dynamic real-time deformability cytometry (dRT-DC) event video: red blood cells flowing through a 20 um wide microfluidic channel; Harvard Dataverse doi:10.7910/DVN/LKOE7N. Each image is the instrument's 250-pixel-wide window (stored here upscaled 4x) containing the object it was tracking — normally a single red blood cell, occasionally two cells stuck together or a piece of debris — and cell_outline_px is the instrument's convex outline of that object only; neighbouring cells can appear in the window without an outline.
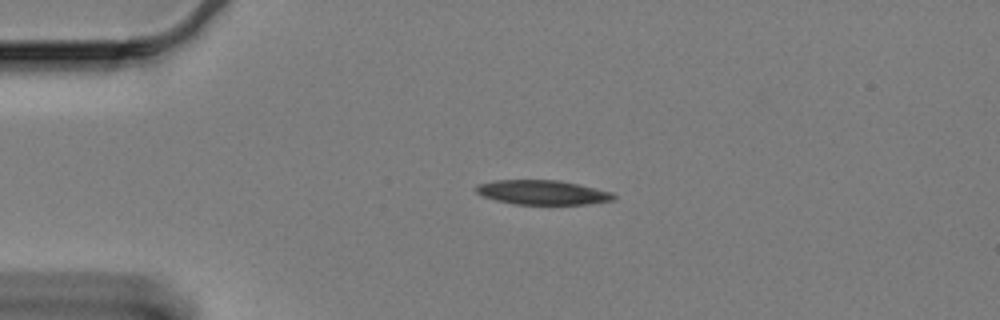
{"species": "Egyptian fruit bat (a non-hibernating species)", "species_latin": "Rousettus aegyptiacus", "temperature_condition": "cold", "stored_images_in_passage": 48, "camera_frame_rate_fps": 3000, "um_per_image_px": 0.085, "animal": {"sex": "female"}, "frame": {"image": 1, "passage_image": 1, "time_ms": 0.0, "image_size_px": [1000, 320], "cell_outline_px": [[616, 200], [588, 204], [516, 204], [496, 200], [484, 196], [476, 192], [476, 184], [492, 180], [560, 180], [612, 192], [616, 196]], "centroid_in_image_um": [46.12, 16.35], "position_along_channel_um": 38.9, "area_um2": 19.59}}
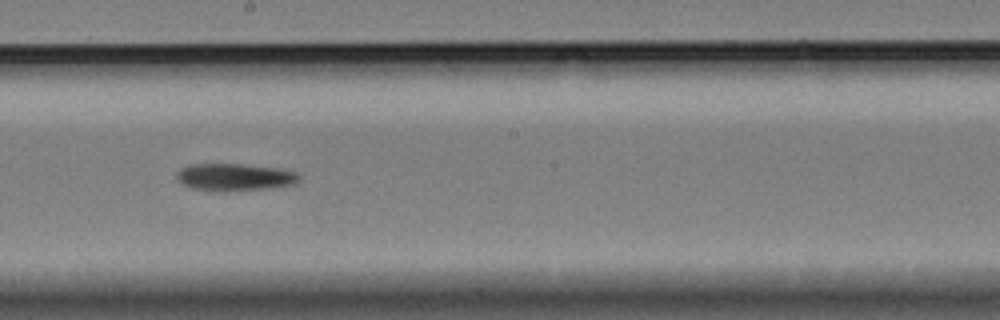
{"frame": {"image": 2, "passage_image": 21, "time_ms": 6.667, "image_size_px": [1000, 320], "cell_outline_px": [[300, 180], [296, 184], [264, 188], [192, 188], [180, 184], [176, 176], [176, 172], [180, 168], [188, 164], [244, 164], [276, 168], [296, 172], [300, 176]], "centroid_in_image_um": [19.93, 14.99], "position_along_channel_um": 228.3, "area_um2": 18.55}}
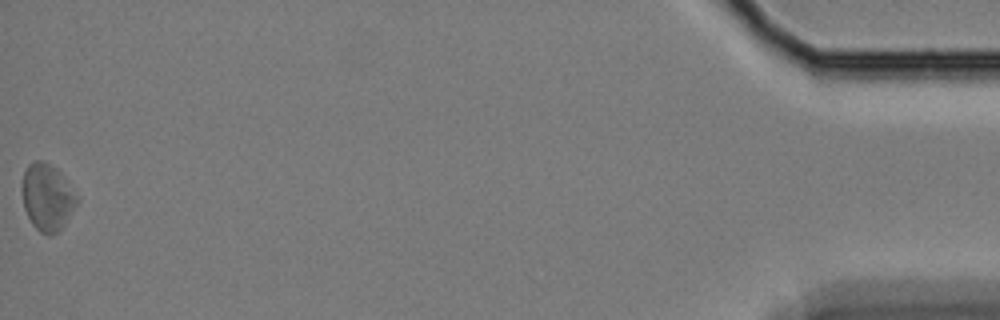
{"frame": {"image": 3, "passage_image": 48, "time_ms": 15.667, "image_size_px": [1000, 320], "cell_outline_px": [[80, 200], [64, 224], [52, 236], [48, 236], [40, 232], [32, 224], [24, 208], [20, 188], [20, 184], [24, 172], [28, 164], [36, 160], [44, 160], [56, 168], [60, 172]], "centroid_in_image_um": [3.98, 16.75], "position_along_channel_um": 431.2, "area_um2": 21.56}, "authors_computed_cell_mechanics": {"area_um2": 19.8543, "velocity_mm_per_s": 3.286, "shape_relaxation_time_tau1_ms": 3.8978, "shape_relaxation_time_tau2_ms": null, "deformation_change_tau1": 0.0858, "deformation_change_tau2": null}}